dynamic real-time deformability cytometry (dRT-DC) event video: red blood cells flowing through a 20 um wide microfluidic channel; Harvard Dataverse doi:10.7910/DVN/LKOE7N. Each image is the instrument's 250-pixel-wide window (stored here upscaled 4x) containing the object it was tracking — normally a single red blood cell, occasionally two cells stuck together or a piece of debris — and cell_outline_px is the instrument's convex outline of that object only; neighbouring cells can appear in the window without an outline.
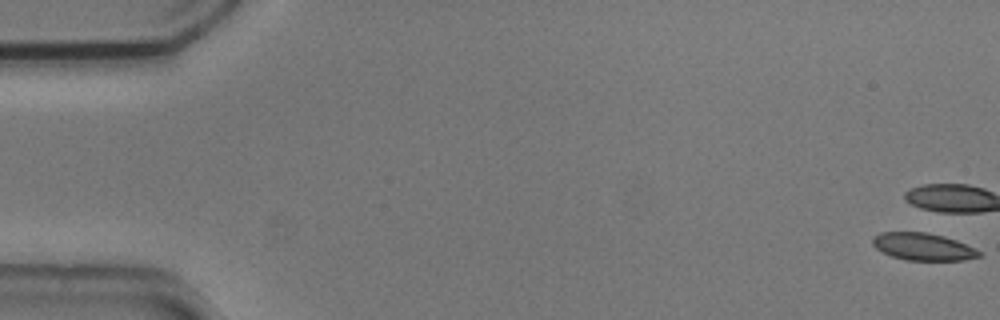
{"species": "common noctule bat (a hibernating species)", "species_latin": "Nyctalus noctula", "temperature_condition": "cold", "stored_images_in_passage": 9, "camera_frame_rate_fps": 3000, "um_per_image_px": 0.085, "animal": {"sex": "male", "body_mass_g": 20.5, "forearm_length_mm": 52.5}, "frame": {"image": 1, "passage_image": 1, "time_ms": 0.0, "image_size_px": [1000, 320], "cell_outline_px": [[984, 252], [980, 256], [964, 260], [908, 260], [892, 256], [876, 248], [872, 244], [872, 240], [880, 232], [928, 232], [944, 236], [956, 240]], "centroid_in_image_um": [78.5, 20.96], "position_along_channel_um": 6.5, "area_um2": 16.88}}